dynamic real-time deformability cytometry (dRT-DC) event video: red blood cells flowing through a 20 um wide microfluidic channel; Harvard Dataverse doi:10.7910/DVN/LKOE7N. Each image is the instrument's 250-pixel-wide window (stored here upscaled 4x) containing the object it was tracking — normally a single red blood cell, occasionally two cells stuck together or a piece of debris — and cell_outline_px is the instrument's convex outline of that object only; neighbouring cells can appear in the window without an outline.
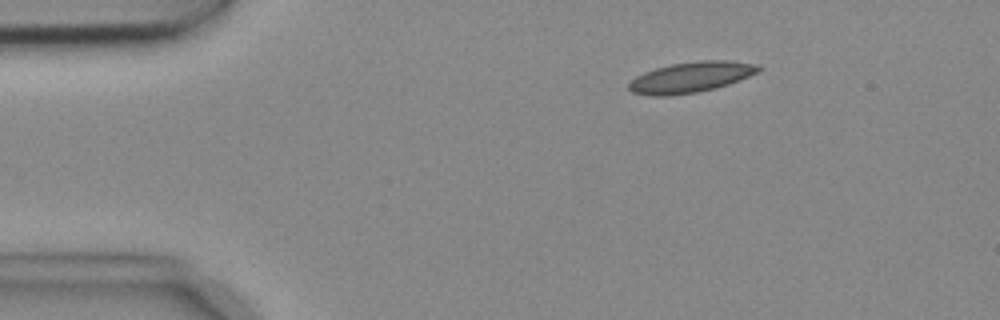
{"species": "common noctule bat (a hibernating species)", "species_latin": "Nyctalus noctula", "temperature_condition": "cold", "stored_images_in_passage": 2, "camera_frame_rate_fps": 3000, "um_per_image_px": 0.085, "animal": {"sex": "female", "body_mass_g": 18.4}, "frame": {"image": 1, "passage_image": 1, "time_ms": 0.0, "image_size_px": [1000, 320], "cell_outline_px": [[764, 68], [760, 72], [740, 80], [716, 88], [696, 92], [672, 96], [652, 96], [632, 92], [628, 88], [628, 84], [636, 76], [644, 72], [656, 68], [672, 64], [700, 60], [724, 60], [760, 64]], "centroid_in_image_um": [58.78, 6.56], "position_along_channel_um": 26.2, "area_um2": 23.35}}